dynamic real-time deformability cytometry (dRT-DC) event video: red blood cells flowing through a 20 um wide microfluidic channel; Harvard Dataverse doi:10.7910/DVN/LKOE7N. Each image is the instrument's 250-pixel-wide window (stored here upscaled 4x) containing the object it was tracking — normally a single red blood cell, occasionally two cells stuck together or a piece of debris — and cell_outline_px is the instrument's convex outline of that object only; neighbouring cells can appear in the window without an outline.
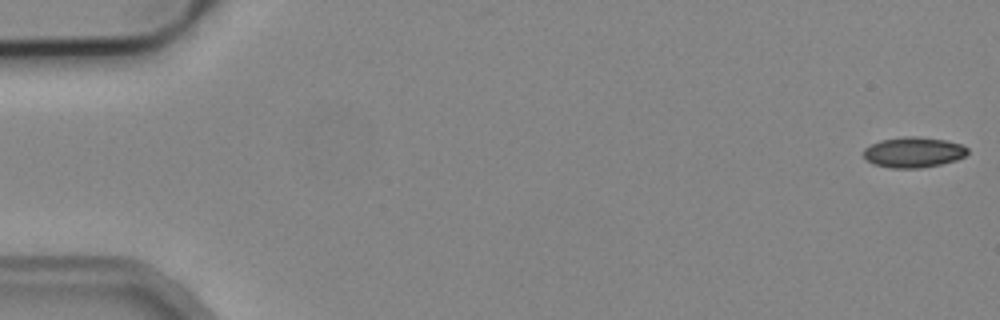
{"species": "common noctule bat (a hibernating species)", "species_latin": "Nyctalus noctula", "temperature_condition": "cold", "stored_images_in_passage": 5, "camera_frame_rate_fps": 3000, "um_per_image_px": 0.085, "animal": {"sex": "male", "body_mass_g": 19.2, "forearm_length_mm": 51.8}, "frame": {"image": 1, "passage_image": 1, "time_ms": 0.0, "image_size_px": [1000, 320], "cell_outline_px": [[968, 152], [964, 156], [956, 160], [940, 164], [920, 168], [892, 168], [872, 164], [864, 156], [864, 148], [880, 140], [904, 136], [920, 136], [944, 140], [964, 144], [968, 148]], "centroid_in_image_um": [77.66, 12.93], "position_along_channel_um": 7.3, "area_um2": 18.55}}
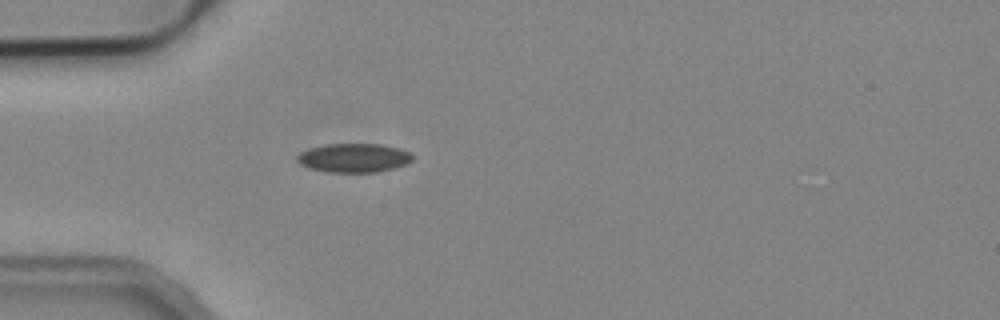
{"frame": {"image": 2, "passage_image": 5, "time_ms": 5.0, "image_size_px": [1000, 320], "cell_outline_px": [[412, 160], [404, 164], [392, 168], [376, 172], [328, 172], [308, 168], [300, 164], [296, 160], [296, 156], [300, 152], [308, 148], [324, 144], [380, 144], [400, 148], [412, 152]], "centroid_in_image_um": [30.03, 13.41], "position_along_channel_um": 55.0, "area_um2": 19.54}}